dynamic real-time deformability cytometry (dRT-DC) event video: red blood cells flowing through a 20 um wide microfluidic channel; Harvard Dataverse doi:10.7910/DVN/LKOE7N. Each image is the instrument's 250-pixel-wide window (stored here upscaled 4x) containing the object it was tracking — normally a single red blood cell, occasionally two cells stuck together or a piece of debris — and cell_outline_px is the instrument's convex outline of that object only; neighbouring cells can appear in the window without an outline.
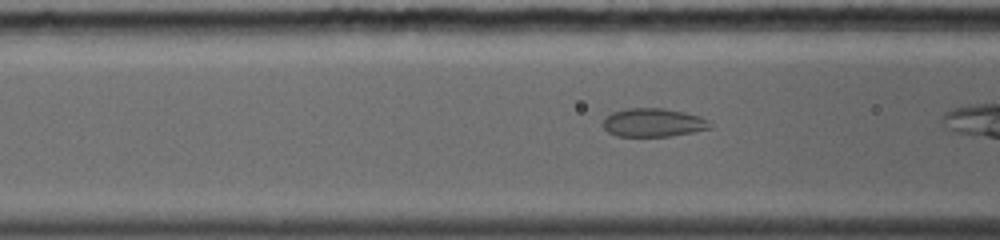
{"species": "common noctule bat (a hibernating species)", "species_latin": "Nyctalus noctula", "temperature_condition": "warm", "stored_images_in_passage": 30, "camera_frame_rate_fps": 5000, "um_per_image_px": 0.085, "animal": {"sex": "female", "body_mass_g": 19.0, "forearm_length_mm": 56.7}, "frame": {"image": 1, "passage_image": 4, "time_ms": 0.8, "image_size_px": [1000, 240], "cell_outline_px": [[712, 124], [708, 128], [692, 132], [668, 136], [616, 136], [608, 132], [604, 128], [604, 116], [612, 112], [624, 108], [664, 108], [684, 112], [700, 116], [708, 120]], "centroid_in_image_um": [55.49, 10.4], "position_along_channel_um": 111.1, "area_um2": 17.74}}
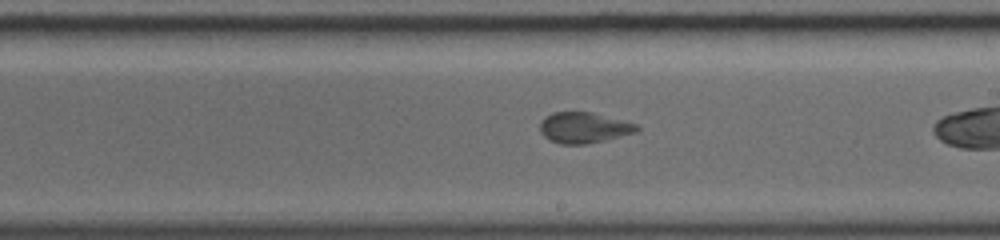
{"frame": {"image": 2, "passage_image": 16, "time_ms": 3.8, "image_size_px": [1000, 240], "cell_outline_px": [[640, 128], [636, 132], [588, 144], [560, 144], [548, 140], [540, 132], [540, 120], [544, 116], [552, 112], [592, 112], [636, 124]], "centroid_in_image_um": [49.57, 10.85], "position_along_channel_um": 239.4, "area_um2": 17.4}}
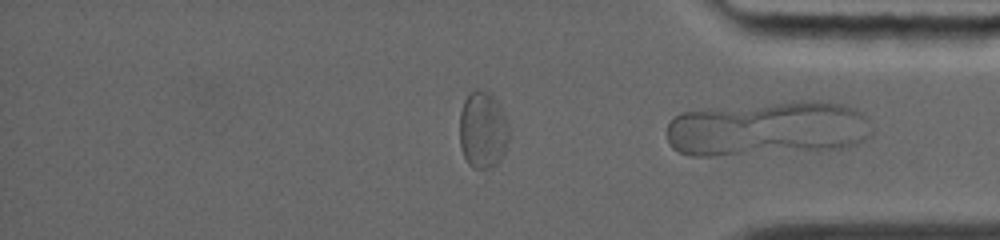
{"frame": {"image": 3, "passage_image": 28, "time_ms": 7.8, "image_size_px": [1000, 240], "cell_outline_px": [[508, 140], [504, 152], [500, 160], [492, 168], [472, 168], [468, 164], [460, 148], [460, 112], [464, 100], [468, 92], [476, 88], [480, 88], [488, 92], [496, 100], [508, 120]], "centroid_in_image_um": [41.02, 11.03], "position_along_channel_um": 394.2, "area_um2": 22.43}}